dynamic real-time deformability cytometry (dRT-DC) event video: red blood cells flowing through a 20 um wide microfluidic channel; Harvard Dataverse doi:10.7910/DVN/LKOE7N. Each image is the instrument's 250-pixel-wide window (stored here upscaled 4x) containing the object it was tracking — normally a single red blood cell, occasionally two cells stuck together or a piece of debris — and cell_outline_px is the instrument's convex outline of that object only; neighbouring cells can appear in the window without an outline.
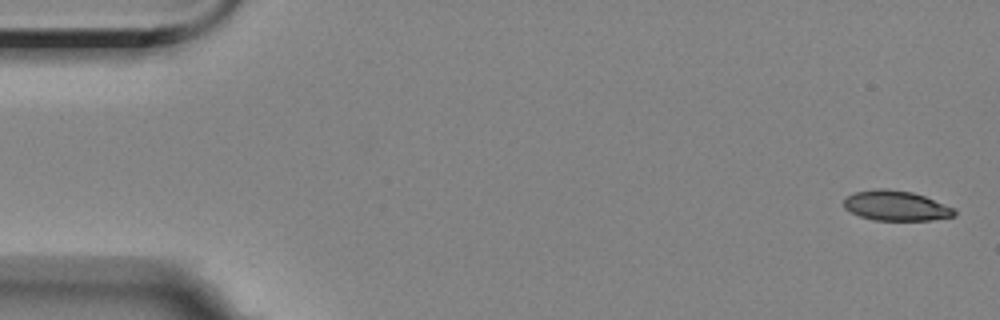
{"species": "Egyptian fruit bat (a non-hibernating species)", "species_latin": "Rousettus aegyptiacus", "temperature_condition": "room temperature", "stored_images_in_passage": 5, "camera_frame_rate_fps": 3000, "um_per_image_px": 0.085, "animal": {"sex": "female"}, "frame": {"image": 1, "passage_image": 1, "time_ms": 0.0, "image_size_px": [1000, 320], "cell_outline_px": [[956, 216], [932, 220], [876, 220], [860, 216], [844, 208], [844, 200], [848, 196], [856, 192], [876, 188], [884, 188], [912, 192], [924, 196], [956, 208]], "centroid_in_image_um": [76.2, 17.49], "position_along_channel_um": 8.8, "area_um2": 19.31}}
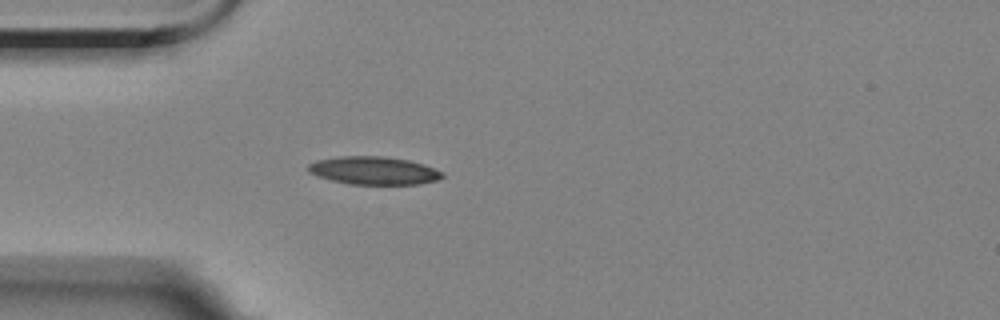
{"frame": {"image": 2, "passage_image": 5, "time_ms": 4.667, "image_size_px": [1000, 320], "cell_outline_px": [[444, 176], [436, 180], [420, 184], [348, 184], [332, 180], [308, 172], [308, 164], [316, 160], [340, 156], [384, 156], [408, 160], [424, 164], [444, 172]], "centroid_in_image_um": [31.79, 14.49], "position_along_channel_um": 53.2, "area_um2": 21.85}}